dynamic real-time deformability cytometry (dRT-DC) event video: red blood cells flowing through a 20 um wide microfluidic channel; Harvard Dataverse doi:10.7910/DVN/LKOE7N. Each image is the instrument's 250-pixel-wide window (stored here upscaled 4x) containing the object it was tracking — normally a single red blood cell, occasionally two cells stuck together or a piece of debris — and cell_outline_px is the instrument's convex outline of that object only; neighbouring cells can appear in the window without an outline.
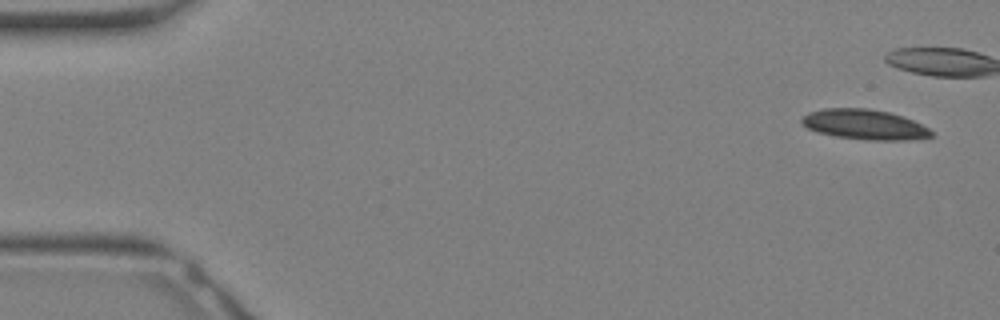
{"species": "Egyptian fruit bat (a non-hibernating species)", "species_latin": "Rousettus aegyptiacus", "temperature_condition": "warm", "stored_images_in_passage": 6, "camera_frame_rate_fps": 3000, "um_per_image_px": 0.085, "animal": {"sex": "female"}, "frame": {"image": 1, "passage_image": 1, "time_ms": 0.0, "image_size_px": [1000, 320], "cell_outline_px": [[932, 136], [908, 140], [868, 140], [836, 136], [816, 132], [808, 128], [800, 120], [808, 112], [824, 108], [868, 108], [888, 112], [904, 116], [928, 128], [932, 132]], "centroid_in_image_um": [73.47, 10.58], "position_along_channel_um": 11.5, "area_um2": 22.6}}